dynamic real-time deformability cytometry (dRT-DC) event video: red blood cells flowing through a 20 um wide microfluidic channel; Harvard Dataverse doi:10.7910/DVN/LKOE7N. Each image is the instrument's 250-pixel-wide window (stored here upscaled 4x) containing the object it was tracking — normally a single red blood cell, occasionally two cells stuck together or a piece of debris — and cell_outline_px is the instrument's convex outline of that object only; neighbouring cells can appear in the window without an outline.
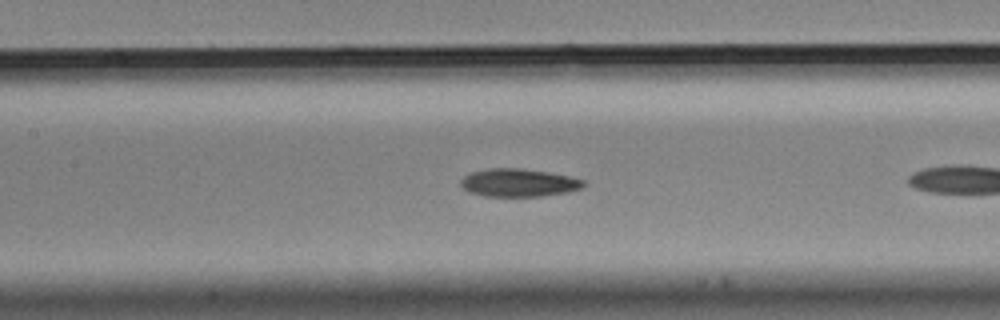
{"species": "Egyptian fruit bat (a non-hibernating species)", "species_latin": "Rousettus aegyptiacus", "temperature_condition": "cold", "stored_images_in_passage": 7, "camera_frame_rate_fps": 3000, "um_per_image_px": 0.085, "animal": {"sex": "male"}, "frame": {"image": 1, "passage_image": 6, "time_ms": 1.667, "image_size_px": [1000, 320], "cell_outline_px": [[584, 188], [568, 192], [540, 196], [484, 196], [468, 192], [460, 184], [460, 180], [464, 176], [472, 172], [488, 168], [520, 168], [548, 172], [568, 176], [584, 180]], "centroid_in_image_um": [44.07, 15.53], "position_along_channel_um": 163.3, "area_um2": 20.0}}